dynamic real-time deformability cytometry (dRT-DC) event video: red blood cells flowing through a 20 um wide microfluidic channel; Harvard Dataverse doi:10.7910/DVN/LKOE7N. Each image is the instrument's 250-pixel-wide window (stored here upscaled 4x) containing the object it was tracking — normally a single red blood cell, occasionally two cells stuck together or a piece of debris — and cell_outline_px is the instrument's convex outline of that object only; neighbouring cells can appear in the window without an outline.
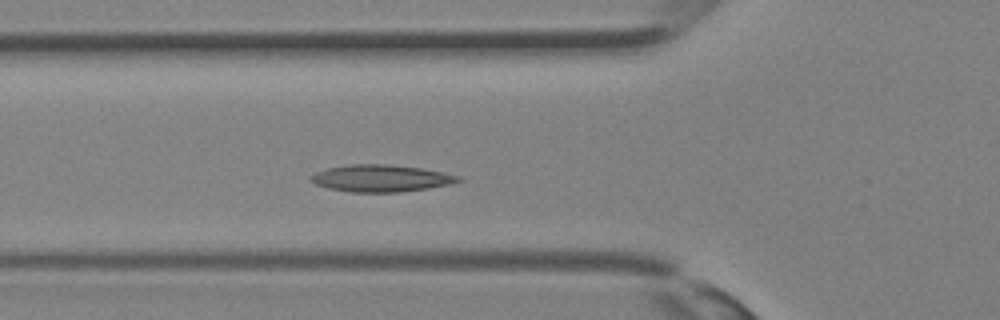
{"species": "Egyptian fruit bat (a non-hibernating species)", "species_latin": "Rousettus aegyptiacus", "temperature_condition": "room temperature", "stored_images_in_passage": 32, "camera_frame_rate_fps": 3000, "um_per_image_px": 0.085, "animal": {"sex": "female"}, "frame": {"image": 1, "passage_image": 8, "time_ms": 2.333, "image_size_px": [1000, 320], "cell_outline_px": [[464, 180], [448, 184], [428, 188], [400, 192], [348, 192], [328, 188], [316, 184], [308, 180], [316, 172], [328, 168], [352, 164], [388, 164], [420, 168], [460, 176]], "centroid_in_image_um": [32.36, 15.16], "position_along_channel_um": 93.4, "area_um2": 23.0}}
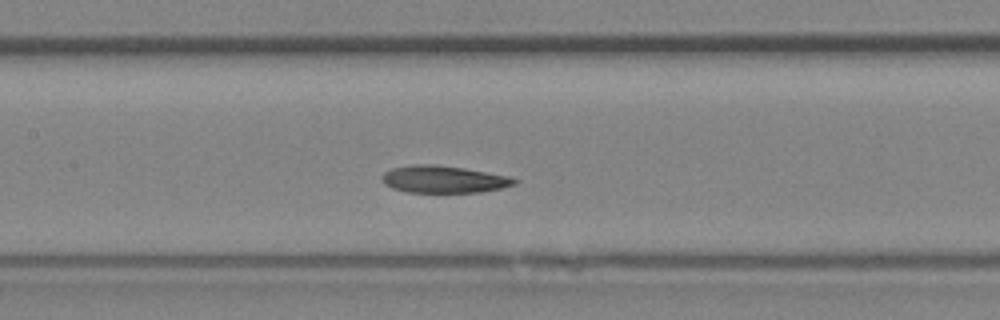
{"frame": {"image": 2, "passage_image": 12, "time_ms": 3.667, "image_size_px": [1000, 320], "cell_outline_px": [[516, 184], [500, 188], [480, 192], [408, 192], [392, 188], [384, 184], [380, 180], [380, 176], [384, 172], [392, 168], [412, 164], [436, 164], [464, 168], [508, 176], [516, 180]], "centroid_in_image_um": [37.64, 15.23], "position_along_channel_um": 169.8, "area_um2": 20.98}}
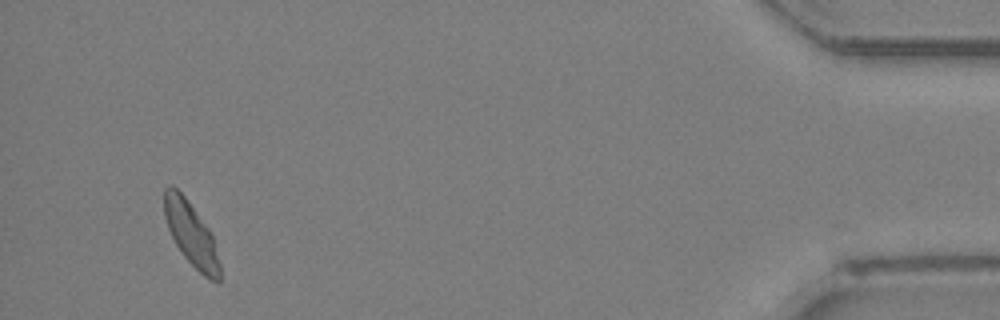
{"frame": {"image": 3, "passage_image": 29, "time_ms": 9.333, "image_size_px": [1000, 320], "cell_outline_px": [[220, 280], [212, 280], [204, 276], [184, 256], [176, 244], [168, 228], [164, 216], [164, 188], [168, 184], [172, 184], [188, 200], [208, 228], [212, 236], [220, 264]], "centroid_in_image_um": [16.22, 19.84], "position_along_channel_um": 419.0, "area_um2": 20.23}}